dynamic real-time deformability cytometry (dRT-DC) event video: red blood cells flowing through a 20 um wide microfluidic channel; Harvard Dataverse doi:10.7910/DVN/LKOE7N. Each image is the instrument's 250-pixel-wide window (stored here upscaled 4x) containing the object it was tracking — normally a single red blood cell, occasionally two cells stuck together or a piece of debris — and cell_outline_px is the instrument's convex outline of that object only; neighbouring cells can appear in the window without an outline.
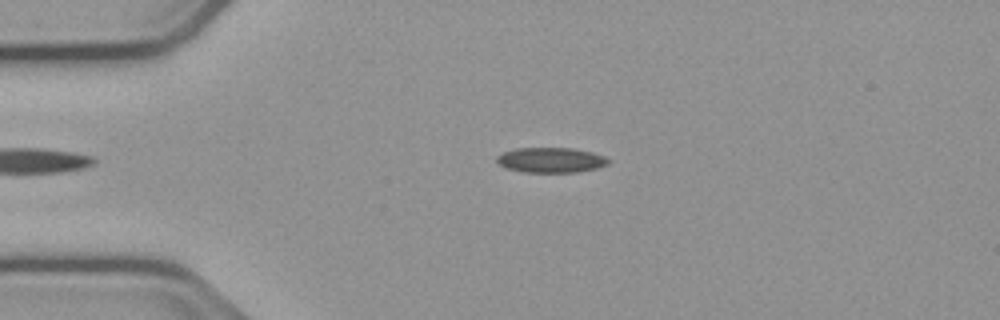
{"species": "common noctule bat (a hibernating species)", "species_latin": "Nyctalus noctula", "temperature_condition": "cold", "stored_images_in_passage": 54, "camera_frame_rate_fps": 3000, "um_per_image_px": 0.085, "animal": {"sex": "male", "body_mass_g": 23.1, "forearm_length_mm": 52.7}, "frame": {"image": 1, "passage_image": 12, "time_ms": 3.667, "image_size_px": [1000, 320], "cell_outline_px": [[608, 164], [596, 168], [576, 172], [524, 172], [508, 168], [500, 164], [496, 160], [496, 156], [504, 152], [516, 148], [572, 148], [592, 152], [604, 156], [608, 160]], "centroid_in_image_um": [46.82, 13.6], "position_along_channel_um": 38.2, "area_um2": 16.13}}
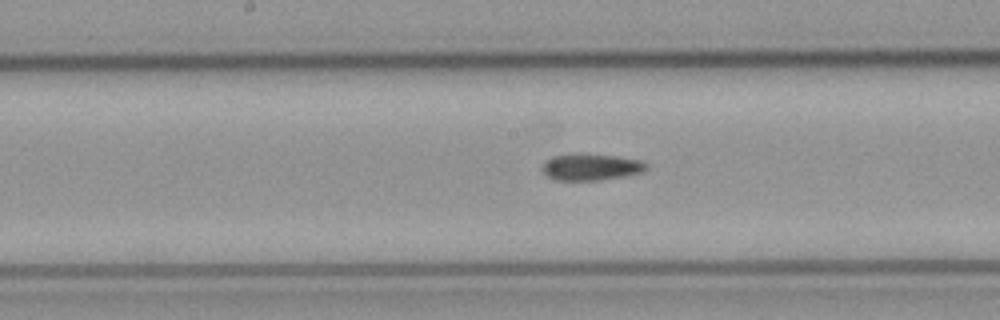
{"frame": {"image": 2, "passage_image": 27, "time_ms": 8.667, "image_size_px": [1000, 320], "cell_outline_px": [[648, 168], [644, 172], [624, 176], [600, 180], [556, 180], [548, 176], [544, 172], [544, 160], [552, 156], [576, 152], [580, 152], [616, 156], [640, 160], [648, 164]], "centroid_in_image_um": [50.25, 14.17], "position_along_channel_um": 197.9, "area_um2": 16.42}}
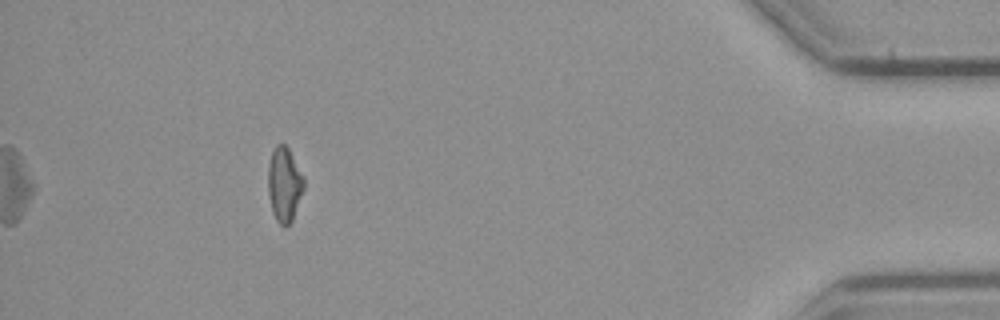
{"frame": {"image": 3, "passage_image": 49, "time_ms": 16.0, "image_size_px": [1000, 320], "cell_outline_px": [[304, 188], [292, 220], [284, 228], [276, 220], [272, 212], [268, 192], [268, 168], [272, 152], [276, 144], [284, 144], [288, 148], [304, 176]], "centroid_in_image_um": [24.16, 15.68], "position_along_channel_um": 411.0, "area_um2": 15.49}}